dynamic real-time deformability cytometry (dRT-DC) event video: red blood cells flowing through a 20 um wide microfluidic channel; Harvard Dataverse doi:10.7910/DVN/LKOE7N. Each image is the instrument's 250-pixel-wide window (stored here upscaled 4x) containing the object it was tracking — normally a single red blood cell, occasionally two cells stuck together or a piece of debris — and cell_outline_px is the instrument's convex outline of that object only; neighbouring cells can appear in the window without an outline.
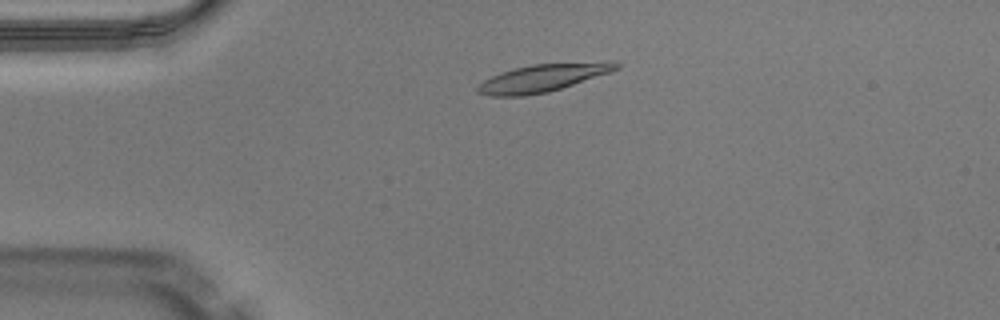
{"species": "Egyptian fruit bat (a non-hibernating species)", "species_latin": "Rousettus aegyptiacus", "temperature_condition": "warm", "stored_images_in_passage": 46, "camera_frame_rate_fps": 3000, "um_per_image_px": 0.085, "animal": {"sex": "male"}, "frame": {"image": 1, "passage_image": 8, "time_ms": 2.333, "image_size_px": [1000, 320], "cell_outline_px": [[620, 68], [548, 92], [524, 96], [492, 96], [476, 92], [476, 88], [484, 80], [500, 72], [532, 64], [608, 60], [616, 60], [620, 64]], "centroid_in_image_um": [46.17, 6.59], "position_along_channel_um": 38.8, "area_um2": 22.31}}
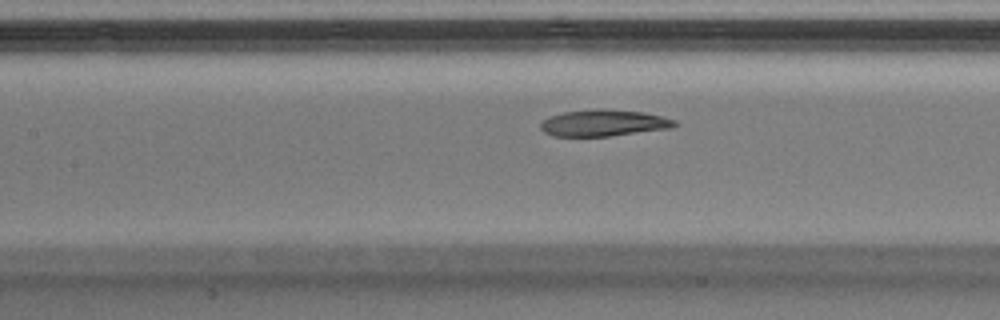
{"frame": {"image": 2, "passage_image": 19, "time_ms": 6.0, "image_size_px": [1000, 320], "cell_outline_px": [[680, 124], [672, 128], [608, 136], [552, 136], [544, 132], [540, 128], [540, 124], [544, 120], [552, 116], [564, 112], [600, 108], [604, 108], [644, 112], [676, 120]], "centroid_in_image_um": [51.35, 10.45], "position_along_channel_um": 156.1, "area_um2": 20.75}}
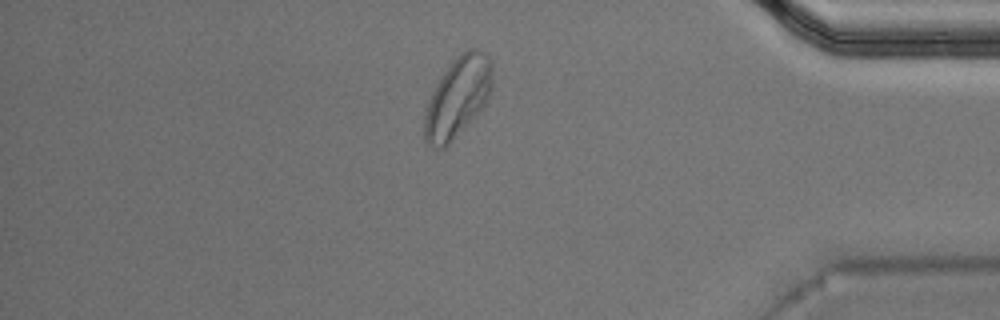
{"frame": {"image": 3, "passage_image": 39, "time_ms": 12.667, "image_size_px": [1000, 320], "cell_outline_px": [[492, 88], [488, 100], [480, 112], [444, 148], [432, 148], [424, 140], [424, 116], [432, 92], [440, 76], [460, 52], [468, 48], [476, 48], [488, 52], [492, 60]], "centroid_in_image_um": [38.94, 8.22], "position_along_channel_um": 396.3, "area_um2": 32.08}, "authors_computed_cell_mechanics": {"area_um2": 21.9929, "velocity_mm_per_s": 4.0576, "shape_relaxation_time_tau1_ms": 5.4182, "shape_relaxation_time_tau2_ms": 2.2854, "deformation_change_tau1": 0.2, "deformation_change_tau2": 0.0876}}